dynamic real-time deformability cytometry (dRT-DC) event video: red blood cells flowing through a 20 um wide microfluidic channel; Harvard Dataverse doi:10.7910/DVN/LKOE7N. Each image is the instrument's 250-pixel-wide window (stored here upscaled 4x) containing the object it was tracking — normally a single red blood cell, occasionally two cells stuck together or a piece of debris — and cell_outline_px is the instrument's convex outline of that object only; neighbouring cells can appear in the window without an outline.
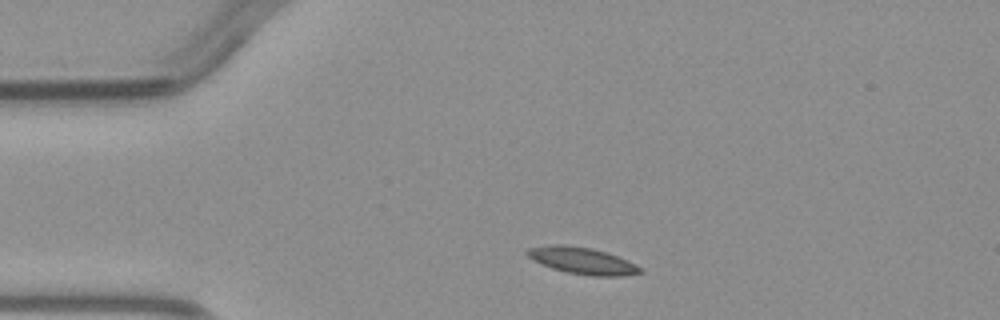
{"species": "common noctule bat (a hibernating species)", "species_latin": "Nyctalus noctula", "temperature_condition": "warm", "stored_images_in_passage": 2, "camera_frame_rate_fps": 3000, "um_per_image_px": 0.085, "animal": {"sex": "male", "body_mass_g": 23.1, "forearm_length_mm": 52.7}, "frame": {"image": 1, "passage_image": 1, "time_ms": 0.0, "image_size_px": [1000, 320], "cell_outline_px": [[644, 272], [620, 276], [592, 276], [568, 272], [552, 268], [532, 260], [524, 252], [528, 248], [548, 244], [564, 244], [592, 248], [608, 252], [628, 260], [644, 268]], "centroid_in_image_um": [49.51, 22.14], "position_along_channel_um": 35.5, "area_um2": 17.86}}